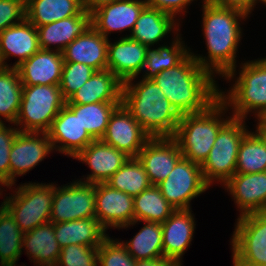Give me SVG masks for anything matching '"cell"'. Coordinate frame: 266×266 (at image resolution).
Masks as SVG:
<instances>
[{"instance_id":"cell-1","label":"cell","mask_w":266,"mask_h":266,"mask_svg":"<svg viewBox=\"0 0 266 266\" xmlns=\"http://www.w3.org/2000/svg\"><path fill=\"white\" fill-rule=\"evenodd\" d=\"M202 27L208 57L190 52L197 63L213 76L231 80L236 76V53L242 38L239 21L246 20V14L239 10L220 8L203 2Z\"/></svg>"},{"instance_id":"cell-2","label":"cell","mask_w":266,"mask_h":266,"mask_svg":"<svg viewBox=\"0 0 266 266\" xmlns=\"http://www.w3.org/2000/svg\"><path fill=\"white\" fill-rule=\"evenodd\" d=\"M214 76L190 53L181 63L152 77L180 114L199 113L219 98Z\"/></svg>"},{"instance_id":"cell-3","label":"cell","mask_w":266,"mask_h":266,"mask_svg":"<svg viewBox=\"0 0 266 266\" xmlns=\"http://www.w3.org/2000/svg\"><path fill=\"white\" fill-rule=\"evenodd\" d=\"M121 104L151 138L174 137L181 115L152 78L124 82Z\"/></svg>"},{"instance_id":"cell-4","label":"cell","mask_w":266,"mask_h":266,"mask_svg":"<svg viewBox=\"0 0 266 266\" xmlns=\"http://www.w3.org/2000/svg\"><path fill=\"white\" fill-rule=\"evenodd\" d=\"M228 109L218 98L202 112L181 115L173 138L178 142L183 157L199 165L204 163L220 129L233 117H222Z\"/></svg>"},{"instance_id":"cell-5","label":"cell","mask_w":266,"mask_h":266,"mask_svg":"<svg viewBox=\"0 0 266 266\" xmlns=\"http://www.w3.org/2000/svg\"><path fill=\"white\" fill-rule=\"evenodd\" d=\"M240 68L231 89L220 90L219 98L235 118L246 119L251 112L261 117L266 112V57L242 63Z\"/></svg>"},{"instance_id":"cell-6","label":"cell","mask_w":266,"mask_h":266,"mask_svg":"<svg viewBox=\"0 0 266 266\" xmlns=\"http://www.w3.org/2000/svg\"><path fill=\"white\" fill-rule=\"evenodd\" d=\"M65 105L59 85L23 86L15 125L21 132L46 133Z\"/></svg>"},{"instance_id":"cell-7","label":"cell","mask_w":266,"mask_h":266,"mask_svg":"<svg viewBox=\"0 0 266 266\" xmlns=\"http://www.w3.org/2000/svg\"><path fill=\"white\" fill-rule=\"evenodd\" d=\"M245 125V119L232 117L220 129L208 158L201 165L209 187L215 181L224 185L236 173L239 146L249 132Z\"/></svg>"},{"instance_id":"cell-8","label":"cell","mask_w":266,"mask_h":266,"mask_svg":"<svg viewBox=\"0 0 266 266\" xmlns=\"http://www.w3.org/2000/svg\"><path fill=\"white\" fill-rule=\"evenodd\" d=\"M54 183H24L1 203L23 233L50 222Z\"/></svg>"},{"instance_id":"cell-9","label":"cell","mask_w":266,"mask_h":266,"mask_svg":"<svg viewBox=\"0 0 266 266\" xmlns=\"http://www.w3.org/2000/svg\"><path fill=\"white\" fill-rule=\"evenodd\" d=\"M230 243L233 266H266V215L239 216Z\"/></svg>"},{"instance_id":"cell-10","label":"cell","mask_w":266,"mask_h":266,"mask_svg":"<svg viewBox=\"0 0 266 266\" xmlns=\"http://www.w3.org/2000/svg\"><path fill=\"white\" fill-rule=\"evenodd\" d=\"M156 186L176 210L191 209V200L209 188L203 178L201 165L183 156L168 177Z\"/></svg>"},{"instance_id":"cell-11","label":"cell","mask_w":266,"mask_h":266,"mask_svg":"<svg viewBox=\"0 0 266 266\" xmlns=\"http://www.w3.org/2000/svg\"><path fill=\"white\" fill-rule=\"evenodd\" d=\"M96 184L78 180L54 185V198L50 214L51 223L95 217Z\"/></svg>"},{"instance_id":"cell-12","label":"cell","mask_w":266,"mask_h":266,"mask_svg":"<svg viewBox=\"0 0 266 266\" xmlns=\"http://www.w3.org/2000/svg\"><path fill=\"white\" fill-rule=\"evenodd\" d=\"M53 150L47 133L19 131L9 154L8 188L15 185L16 176L25 175Z\"/></svg>"},{"instance_id":"cell-13","label":"cell","mask_w":266,"mask_h":266,"mask_svg":"<svg viewBox=\"0 0 266 266\" xmlns=\"http://www.w3.org/2000/svg\"><path fill=\"white\" fill-rule=\"evenodd\" d=\"M150 138L121 104L111 114L101 141L130 157H137Z\"/></svg>"},{"instance_id":"cell-14","label":"cell","mask_w":266,"mask_h":266,"mask_svg":"<svg viewBox=\"0 0 266 266\" xmlns=\"http://www.w3.org/2000/svg\"><path fill=\"white\" fill-rule=\"evenodd\" d=\"M95 217L106 230L131 224L134 222V197L106 183H96Z\"/></svg>"},{"instance_id":"cell-15","label":"cell","mask_w":266,"mask_h":266,"mask_svg":"<svg viewBox=\"0 0 266 266\" xmlns=\"http://www.w3.org/2000/svg\"><path fill=\"white\" fill-rule=\"evenodd\" d=\"M46 133L53 149L73 158L94 141L67 105L53 119Z\"/></svg>"},{"instance_id":"cell-16","label":"cell","mask_w":266,"mask_h":266,"mask_svg":"<svg viewBox=\"0 0 266 266\" xmlns=\"http://www.w3.org/2000/svg\"><path fill=\"white\" fill-rule=\"evenodd\" d=\"M178 142L173 137L150 138L138 154L152 185L165 180L182 157Z\"/></svg>"},{"instance_id":"cell-17","label":"cell","mask_w":266,"mask_h":266,"mask_svg":"<svg viewBox=\"0 0 266 266\" xmlns=\"http://www.w3.org/2000/svg\"><path fill=\"white\" fill-rule=\"evenodd\" d=\"M146 0H117L91 12V25L104 37L113 31L129 29L132 32Z\"/></svg>"},{"instance_id":"cell-18","label":"cell","mask_w":266,"mask_h":266,"mask_svg":"<svg viewBox=\"0 0 266 266\" xmlns=\"http://www.w3.org/2000/svg\"><path fill=\"white\" fill-rule=\"evenodd\" d=\"M129 158L125 152L101 140H94L73 159L89 165L92 171L86 179L79 181L96 184L105 183Z\"/></svg>"},{"instance_id":"cell-19","label":"cell","mask_w":266,"mask_h":266,"mask_svg":"<svg viewBox=\"0 0 266 266\" xmlns=\"http://www.w3.org/2000/svg\"><path fill=\"white\" fill-rule=\"evenodd\" d=\"M223 187L232 195L239 216L262 212L266 207V171L235 173Z\"/></svg>"},{"instance_id":"cell-20","label":"cell","mask_w":266,"mask_h":266,"mask_svg":"<svg viewBox=\"0 0 266 266\" xmlns=\"http://www.w3.org/2000/svg\"><path fill=\"white\" fill-rule=\"evenodd\" d=\"M63 63L62 52L40 49L16 69L23 86L59 85Z\"/></svg>"},{"instance_id":"cell-21","label":"cell","mask_w":266,"mask_h":266,"mask_svg":"<svg viewBox=\"0 0 266 266\" xmlns=\"http://www.w3.org/2000/svg\"><path fill=\"white\" fill-rule=\"evenodd\" d=\"M191 209H177L162 225L164 258L182 263L184 252L193 240L195 229L194 214Z\"/></svg>"},{"instance_id":"cell-22","label":"cell","mask_w":266,"mask_h":266,"mask_svg":"<svg viewBox=\"0 0 266 266\" xmlns=\"http://www.w3.org/2000/svg\"><path fill=\"white\" fill-rule=\"evenodd\" d=\"M40 49L36 26L26 18L0 33V57L4 67H9L5 62L9 57H18L17 62L10 65L16 68Z\"/></svg>"},{"instance_id":"cell-23","label":"cell","mask_w":266,"mask_h":266,"mask_svg":"<svg viewBox=\"0 0 266 266\" xmlns=\"http://www.w3.org/2000/svg\"><path fill=\"white\" fill-rule=\"evenodd\" d=\"M108 38L92 25L62 51L64 62L83 63L96 71L107 69Z\"/></svg>"},{"instance_id":"cell-24","label":"cell","mask_w":266,"mask_h":266,"mask_svg":"<svg viewBox=\"0 0 266 266\" xmlns=\"http://www.w3.org/2000/svg\"><path fill=\"white\" fill-rule=\"evenodd\" d=\"M91 26V13L83 9L78 15L36 27L39 45L43 50L62 52L74 39Z\"/></svg>"},{"instance_id":"cell-25","label":"cell","mask_w":266,"mask_h":266,"mask_svg":"<svg viewBox=\"0 0 266 266\" xmlns=\"http://www.w3.org/2000/svg\"><path fill=\"white\" fill-rule=\"evenodd\" d=\"M148 47L130 37L108 42L107 69L122 82L129 80L146 59Z\"/></svg>"},{"instance_id":"cell-26","label":"cell","mask_w":266,"mask_h":266,"mask_svg":"<svg viewBox=\"0 0 266 266\" xmlns=\"http://www.w3.org/2000/svg\"><path fill=\"white\" fill-rule=\"evenodd\" d=\"M123 83L108 69L95 71L66 104L121 102Z\"/></svg>"},{"instance_id":"cell-27","label":"cell","mask_w":266,"mask_h":266,"mask_svg":"<svg viewBox=\"0 0 266 266\" xmlns=\"http://www.w3.org/2000/svg\"><path fill=\"white\" fill-rule=\"evenodd\" d=\"M176 20L179 19H176L173 15L146 6L140 13L130 35L124 37H130L148 48H151L152 45L154 47V44L157 45L159 41H162L171 31L173 33L175 31L180 33V22L176 23Z\"/></svg>"},{"instance_id":"cell-28","label":"cell","mask_w":266,"mask_h":266,"mask_svg":"<svg viewBox=\"0 0 266 266\" xmlns=\"http://www.w3.org/2000/svg\"><path fill=\"white\" fill-rule=\"evenodd\" d=\"M106 231L96 217L54 224V234L61 248L71 244L99 247L109 236Z\"/></svg>"},{"instance_id":"cell-29","label":"cell","mask_w":266,"mask_h":266,"mask_svg":"<svg viewBox=\"0 0 266 266\" xmlns=\"http://www.w3.org/2000/svg\"><path fill=\"white\" fill-rule=\"evenodd\" d=\"M23 248L34 265L56 266L61 247L54 234V223L48 222L24 233Z\"/></svg>"},{"instance_id":"cell-30","label":"cell","mask_w":266,"mask_h":266,"mask_svg":"<svg viewBox=\"0 0 266 266\" xmlns=\"http://www.w3.org/2000/svg\"><path fill=\"white\" fill-rule=\"evenodd\" d=\"M175 34L177 36L170 46L160 45L157 49L148 48L146 59L141 62L136 73L127 81H133L141 71L145 73L142 78H152L163 70H169L181 63L191 51L181 41V35L178 32H175Z\"/></svg>"},{"instance_id":"cell-31","label":"cell","mask_w":266,"mask_h":266,"mask_svg":"<svg viewBox=\"0 0 266 266\" xmlns=\"http://www.w3.org/2000/svg\"><path fill=\"white\" fill-rule=\"evenodd\" d=\"M82 0H26V19L34 26H43L83 10Z\"/></svg>"},{"instance_id":"cell-32","label":"cell","mask_w":266,"mask_h":266,"mask_svg":"<svg viewBox=\"0 0 266 266\" xmlns=\"http://www.w3.org/2000/svg\"><path fill=\"white\" fill-rule=\"evenodd\" d=\"M176 209L162 196L156 185L134 196V222L122 228H129L139 222H165Z\"/></svg>"},{"instance_id":"cell-33","label":"cell","mask_w":266,"mask_h":266,"mask_svg":"<svg viewBox=\"0 0 266 266\" xmlns=\"http://www.w3.org/2000/svg\"><path fill=\"white\" fill-rule=\"evenodd\" d=\"M129 241L121 243L135 261L164 258L162 243V225L159 222H147Z\"/></svg>"},{"instance_id":"cell-34","label":"cell","mask_w":266,"mask_h":266,"mask_svg":"<svg viewBox=\"0 0 266 266\" xmlns=\"http://www.w3.org/2000/svg\"><path fill=\"white\" fill-rule=\"evenodd\" d=\"M79 117L82 127L94 140H101L109 118L121 102H97L91 104H66Z\"/></svg>"},{"instance_id":"cell-35","label":"cell","mask_w":266,"mask_h":266,"mask_svg":"<svg viewBox=\"0 0 266 266\" xmlns=\"http://www.w3.org/2000/svg\"><path fill=\"white\" fill-rule=\"evenodd\" d=\"M22 82L18 71L13 67H3L0 70V123L5 121L16 123L22 98Z\"/></svg>"},{"instance_id":"cell-36","label":"cell","mask_w":266,"mask_h":266,"mask_svg":"<svg viewBox=\"0 0 266 266\" xmlns=\"http://www.w3.org/2000/svg\"><path fill=\"white\" fill-rule=\"evenodd\" d=\"M24 233L11 213L0 205V266H15L22 254Z\"/></svg>"},{"instance_id":"cell-37","label":"cell","mask_w":266,"mask_h":266,"mask_svg":"<svg viewBox=\"0 0 266 266\" xmlns=\"http://www.w3.org/2000/svg\"><path fill=\"white\" fill-rule=\"evenodd\" d=\"M105 183L133 197L152 186L137 157H130Z\"/></svg>"},{"instance_id":"cell-38","label":"cell","mask_w":266,"mask_h":266,"mask_svg":"<svg viewBox=\"0 0 266 266\" xmlns=\"http://www.w3.org/2000/svg\"><path fill=\"white\" fill-rule=\"evenodd\" d=\"M266 171V146L255 132H248L240 143L236 173Z\"/></svg>"},{"instance_id":"cell-39","label":"cell","mask_w":266,"mask_h":266,"mask_svg":"<svg viewBox=\"0 0 266 266\" xmlns=\"http://www.w3.org/2000/svg\"><path fill=\"white\" fill-rule=\"evenodd\" d=\"M95 69L83 63L64 62L59 88L67 101L95 73Z\"/></svg>"},{"instance_id":"cell-40","label":"cell","mask_w":266,"mask_h":266,"mask_svg":"<svg viewBox=\"0 0 266 266\" xmlns=\"http://www.w3.org/2000/svg\"><path fill=\"white\" fill-rule=\"evenodd\" d=\"M98 266H135V260L121 241L108 236L98 247Z\"/></svg>"},{"instance_id":"cell-41","label":"cell","mask_w":266,"mask_h":266,"mask_svg":"<svg viewBox=\"0 0 266 266\" xmlns=\"http://www.w3.org/2000/svg\"><path fill=\"white\" fill-rule=\"evenodd\" d=\"M56 266H98V247L77 244L62 247Z\"/></svg>"},{"instance_id":"cell-42","label":"cell","mask_w":266,"mask_h":266,"mask_svg":"<svg viewBox=\"0 0 266 266\" xmlns=\"http://www.w3.org/2000/svg\"><path fill=\"white\" fill-rule=\"evenodd\" d=\"M0 123V185L9 187V154L15 137L20 131L16 127H7Z\"/></svg>"},{"instance_id":"cell-43","label":"cell","mask_w":266,"mask_h":266,"mask_svg":"<svg viewBox=\"0 0 266 266\" xmlns=\"http://www.w3.org/2000/svg\"><path fill=\"white\" fill-rule=\"evenodd\" d=\"M26 18V0H0V33Z\"/></svg>"},{"instance_id":"cell-44","label":"cell","mask_w":266,"mask_h":266,"mask_svg":"<svg viewBox=\"0 0 266 266\" xmlns=\"http://www.w3.org/2000/svg\"><path fill=\"white\" fill-rule=\"evenodd\" d=\"M193 1L195 0H146V3L147 6L164 11L176 18L178 13L184 15L187 9L186 6Z\"/></svg>"},{"instance_id":"cell-45","label":"cell","mask_w":266,"mask_h":266,"mask_svg":"<svg viewBox=\"0 0 266 266\" xmlns=\"http://www.w3.org/2000/svg\"><path fill=\"white\" fill-rule=\"evenodd\" d=\"M207 3L220 7L239 10L247 16L253 11V0H205Z\"/></svg>"},{"instance_id":"cell-46","label":"cell","mask_w":266,"mask_h":266,"mask_svg":"<svg viewBox=\"0 0 266 266\" xmlns=\"http://www.w3.org/2000/svg\"><path fill=\"white\" fill-rule=\"evenodd\" d=\"M135 266H182V264L166 258H161L156 260H137L135 261Z\"/></svg>"},{"instance_id":"cell-47","label":"cell","mask_w":266,"mask_h":266,"mask_svg":"<svg viewBox=\"0 0 266 266\" xmlns=\"http://www.w3.org/2000/svg\"><path fill=\"white\" fill-rule=\"evenodd\" d=\"M117 0H82L83 8L88 12L91 13L98 7L114 2Z\"/></svg>"},{"instance_id":"cell-48","label":"cell","mask_w":266,"mask_h":266,"mask_svg":"<svg viewBox=\"0 0 266 266\" xmlns=\"http://www.w3.org/2000/svg\"><path fill=\"white\" fill-rule=\"evenodd\" d=\"M257 120L258 123L256 126L255 133L260 137V139L266 146V122L261 117H258Z\"/></svg>"},{"instance_id":"cell-49","label":"cell","mask_w":266,"mask_h":266,"mask_svg":"<svg viewBox=\"0 0 266 266\" xmlns=\"http://www.w3.org/2000/svg\"><path fill=\"white\" fill-rule=\"evenodd\" d=\"M257 2H261L266 5V0H253V8L256 6Z\"/></svg>"},{"instance_id":"cell-50","label":"cell","mask_w":266,"mask_h":266,"mask_svg":"<svg viewBox=\"0 0 266 266\" xmlns=\"http://www.w3.org/2000/svg\"><path fill=\"white\" fill-rule=\"evenodd\" d=\"M261 118L266 122V112L261 116Z\"/></svg>"},{"instance_id":"cell-51","label":"cell","mask_w":266,"mask_h":266,"mask_svg":"<svg viewBox=\"0 0 266 266\" xmlns=\"http://www.w3.org/2000/svg\"><path fill=\"white\" fill-rule=\"evenodd\" d=\"M4 67L3 63H2V60H1V57H0V70Z\"/></svg>"},{"instance_id":"cell-52","label":"cell","mask_w":266,"mask_h":266,"mask_svg":"<svg viewBox=\"0 0 266 266\" xmlns=\"http://www.w3.org/2000/svg\"><path fill=\"white\" fill-rule=\"evenodd\" d=\"M262 212L266 215V207H265V209Z\"/></svg>"}]
</instances>
